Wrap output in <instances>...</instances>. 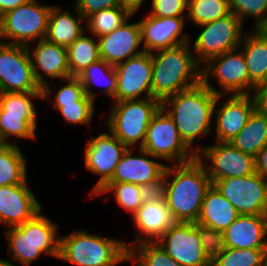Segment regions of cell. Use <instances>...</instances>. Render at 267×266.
<instances>
[{
	"mask_svg": "<svg viewBox=\"0 0 267 266\" xmlns=\"http://www.w3.org/2000/svg\"><path fill=\"white\" fill-rule=\"evenodd\" d=\"M255 170L267 180V145L255 156Z\"/></svg>",
	"mask_w": 267,
	"mask_h": 266,
	"instance_id": "46",
	"label": "cell"
},
{
	"mask_svg": "<svg viewBox=\"0 0 267 266\" xmlns=\"http://www.w3.org/2000/svg\"><path fill=\"white\" fill-rule=\"evenodd\" d=\"M240 214L212 184L205 193L196 223L224 232Z\"/></svg>",
	"mask_w": 267,
	"mask_h": 266,
	"instance_id": "27",
	"label": "cell"
},
{
	"mask_svg": "<svg viewBox=\"0 0 267 266\" xmlns=\"http://www.w3.org/2000/svg\"><path fill=\"white\" fill-rule=\"evenodd\" d=\"M90 35L87 36L83 33L73 44L67 47L71 77H78L87 67L100 59L98 39L94 35Z\"/></svg>",
	"mask_w": 267,
	"mask_h": 266,
	"instance_id": "31",
	"label": "cell"
},
{
	"mask_svg": "<svg viewBox=\"0 0 267 266\" xmlns=\"http://www.w3.org/2000/svg\"><path fill=\"white\" fill-rule=\"evenodd\" d=\"M105 122L108 131L127 148H142L151 119L161 108L155 98L122 100L113 102Z\"/></svg>",
	"mask_w": 267,
	"mask_h": 266,
	"instance_id": "6",
	"label": "cell"
},
{
	"mask_svg": "<svg viewBox=\"0 0 267 266\" xmlns=\"http://www.w3.org/2000/svg\"><path fill=\"white\" fill-rule=\"evenodd\" d=\"M94 111V100L86 94L76 103L63 104L58 109L66 123L86 126L92 121Z\"/></svg>",
	"mask_w": 267,
	"mask_h": 266,
	"instance_id": "41",
	"label": "cell"
},
{
	"mask_svg": "<svg viewBox=\"0 0 267 266\" xmlns=\"http://www.w3.org/2000/svg\"><path fill=\"white\" fill-rule=\"evenodd\" d=\"M26 47L30 55L35 80L41 88L48 83L45 76L52 80H64L71 77L66 47L49 42L47 39L37 41L33 51L30 45Z\"/></svg>",
	"mask_w": 267,
	"mask_h": 266,
	"instance_id": "22",
	"label": "cell"
},
{
	"mask_svg": "<svg viewBox=\"0 0 267 266\" xmlns=\"http://www.w3.org/2000/svg\"><path fill=\"white\" fill-rule=\"evenodd\" d=\"M112 192L116 203L121 209L133 216L143 204L140 196V186L134 183H106L93 197Z\"/></svg>",
	"mask_w": 267,
	"mask_h": 266,
	"instance_id": "38",
	"label": "cell"
},
{
	"mask_svg": "<svg viewBox=\"0 0 267 266\" xmlns=\"http://www.w3.org/2000/svg\"><path fill=\"white\" fill-rule=\"evenodd\" d=\"M42 210L27 180L19 185L0 187V224L7 228L28 222Z\"/></svg>",
	"mask_w": 267,
	"mask_h": 266,
	"instance_id": "19",
	"label": "cell"
},
{
	"mask_svg": "<svg viewBox=\"0 0 267 266\" xmlns=\"http://www.w3.org/2000/svg\"><path fill=\"white\" fill-rule=\"evenodd\" d=\"M125 241L75 230L60 236L59 260L75 266H116L128 261Z\"/></svg>",
	"mask_w": 267,
	"mask_h": 266,
	"instance_id": "5",
	"label": "cell"
},
{
	"mask_svg": "<svg viewBox=\"0 0 267 266\" xmlns=\"http://www.w3.org/2000/svg\"><path fill=\"white\" fill-rule=\"evenodd\" d=\"M136 150V148L126 149L116 166L114 175L107 183L127 182L140 186L159 179L165 173L167 164L158 162L159 158L142 148L138 149L137 153L140 155L136 156L134 155Z\"/></svg>",
	"mask_w": 267,
	"mask_h": 266,
	"instance_id": "21",
	"label": "cell"
},
{
	"mask_svg": "<svg viewBox=\"0 0 267 266\" xmlns=\"http://www.w3.org/2000/svg\"><path fill=\"white\" fill-rule=\"evenodd\" d=\"M142 149L174 165L196 159V153L182 140L175 123L162 108L151 119Z\"/></svg>",
	"mask_w": 267,
	"mask_h": 266,
	"instance_id": "9",
	"label": "cell"
},
{
	"mask_svg": "<svg viewBox=\"0 0 267 266\" xmlns=\"http://www.w3.org/2000/svg\"><path fill=\"white\" fill-rule=\"evenodd\" d=\"M134 266H182L169 256L157 242H141L128 250V261Z\"/></svg>",
	"mask_w": 267,
	"mask_h": 266,
	"instance_id": "35",
	"label": "cell"
},
{
	"mask_svg": "<svg viewBox=\"0 0 267 266\" xmlns=\"http://www.w3.org/2000/svg\"><path fill=\"white\" fill-rule=\"evenodd\" d=\"M182 266H210L198 235V223L176 222L157 241Z\"/></svg>",
	"mask_w": 267,
	"mask_h": 266,
	"instance_id": "15",
	"label": "cell"
},
{
	"mask_svg": "<svg viewBox=\"0 0 267 266\" xmlns=\"http://www.w3.org/2000/svg\"><path fill=\"white\" fill-rule=\"evenodd\" d=\"M264 266H267V252L265 253V263Z\"/></svg>",
	"mask_w": 267,
	"mask_h": 266,
	"instance_id": "52",
	"label": "cell"
},
{
	"mask_svg": "<svg viewBox=\"0 0 267 266\" xmlns=\"http://www.w3.org/2000/svg\"><path fill=\"white\" fill-rule=\"evenodd\" d=\"M76 15L60 6H52L45 39L49 42L68 47L73 44L83 33V23L86 19L74 8Z\"/></svg>",
	"mask_w": 267,
	"mask_h": 266,
	"instance_id": "26",
	"label": "cell"
},
{
	"mask_svg": "<svg viewBox=\"0 0 267 266\" xmlns=\"http://www.w3.org/2000/svg\"><path fill=\"white\" fill-rule=\"evenodd\" d=\"M240 47L215 56L202 64V82L217 95H249V71ZM217 80L221 90L210 83Z\"/></svg>",
	"mask_w": 267,
	"mask_h": 266,
	"instance_id": "8",
	"label": "cell"
},
{
	"mask_svg": "<svg viewBox=\"0 0 267 266\" xmlns=\"http://www.w3.org/2000/svg\"><path fill=\"white\" fill-rule=\"evenodd\" d=\"M127 147L110 131L92 136L85 146V169L100 176L89 195L91 198L112 178Z\"/></svg>",
	"mask_w": 267,
	"mask_h": 266,
	"instance_id": "14",
	"label": "cell"
},
{
	"mask_svg": "<svg viewBox=\"0 0 267 266\" xmlns=\"http://www.w3.org/2000/svg\"><path fill=\"white\" fill-rule=\"evenodd\" d=\"M198 27H202V31L191 43V49L201 66L215 56L238 48L244 35L242 21L232 12Z\"/></svg>",
	"mask_w": 267,
	"mask_h": 266,
	"instance_id": "10",
	"label": "cell"
},
{
	"mask_svg": "<svg viewBox=\"0 0 267 266\" xmlns=\"http://www.w3.org/2000/svg\"><path fill=\"white\" fill-rule=\"evenodd\" d=\"M142 203L166 199V170L157 180L140 185Z\"/></svg>",
	"mask_w": 267,
	"mask_h": 266,
	"instance_id": "44",
	"label": "cell"
},
{
	"mask_svg": "<svg viewBox=\"0 0 267 266\" xmlns=\"http://www.w3.org/2000/svg\"><path fill=\"white\" fill-rule=\"evenodd\" d=\"M257 108L267 115V83L259 85L254 93Z\"/></svg>",
	"mask_w": 267,
	"mask_h": 266,
	"instance_id": "47",
	"label": "cell"
},
{
	"mask_svg": "<svg viewBox=\"0 0 267 266\" xmlns=\"http://www.w3.org/2000/svg\"><path fill=\"white\" fill-rule=\"evenodd\" d=\"M185 19L186 16L154 17L146 14L138 21L144 51L152 53L190 42L188 33H183Z\"/></svg>",
	"mask_w": 267,
	"mask_h": 266,
	"instance_id": "18",
	"label": "cell"
},
{
	"mask_svg": "<svg viewBox=\"0 0 267 266\" xmlns=\"http://www.w3.org/2000/svg\"><path fill=\"white\" fill-rule=\"evenodd\" d=\"M151 58L152 98L160 102L202 80V67L195 58L190 42L152 52Z\"/></svg>",
	"mask_w": 267,
	"mask_h": 266,
	"instance_id": "3",
	"label": "cell"
},
{
	"mask_svg": "<svg viewBox=\"0 0 267 266\" xmlns=\"http://www.w3.org/2000/svg\"><path fill=\"white\" fill-rule=\"evenodd\" d=\"M78 78L80 79L85 94L92 98L94 101L96 93L92 91V88L98 85L104 86L102 89L103 95L110 97L111 101L115 98L117 89V74L115 71V66L106 63L103 59H99L87 67L83 73H81Z\"/></svg>",
	"mask_w": 267,
	"mask_h": 266,
	"instance_id": "29",
	"label": "cell"
},
{
	"mask_svg": "<svg viewBox=\"0 0 267 266\" xmlns=\"http://www.w3.org/2000/svg\"><path fill=\"white\" fill-rule=\"evenodd\" d=\"M42 92L26 46L0 42V93Z\"/></svg>",
	"mask_w": 267,
	"mask_h": 266,
	"instance_id": "13",
	"label": "cell"
},
{
	"mask_svg": "<svg viewBox=\"0 0 267 266\" xmlns=\"http://www.w3.org/2000/svg\"><path fill=\"white\" fill-rule=\"evenodd\" d=\"M226 98V95H217L214 106L216 122L213 130L216 142H230L244 128L257 108L254 95H230Z\"/></svg>",
	"mask_w": 267,
	"mask_h": 266,
	"instance_id": "17",
	"label": "cell"
},
{
	"mask_svg": "<svg viewBox=\"0 0 267 266\" xmlns=\"http://www.w3.org/2000/svg\"><path fill=\"white\" fill-rule=\"evenodd\" d=\"M131 18L114 31L97 38L100 58L112 66L144 52V48L139 47L142 43L139 22L130 23Z\"/></svg>",
	"mask_w": 267,
	"mask_h": 266,
	"instance_id": "20",
	"label": "cell"
},
{
	"mask_svg": "<svg viewBox=\"0 0 267 266\" xmlns=\"http://www.w3.org/2000/svg\"><path fill=\"white\" fill-rule=\"evenodd\" d=\"M212 185L205 167L195 159L166 167V199L177 222H197L205 193Z\"/></svg>",
	"mask_w": 267,
	"mask_h": 266,
	"instance_id": "2",
	"label": "cell"
},
{
	"mask_svg": "<svg viewBox=\"0 0 267 266\" xmlns=\"http://www.w3.org/2000/svg\"><path fill=\"white\" fill-rule=\"evenodd\" d=\"M2 18H3V14L0 12V30H1V26H2Z\"/></svg>",
	"mask_w": 267,
	"mask_h": 266,
	"instance_id": "51",
	"label": "cell"
},
{
	"mask_svg": "<svg viewBox=\"0 0 267 266\" xmlns=\"http://www.w3.org/2000/svg\"><path fill=\"white\" fill-rule=\"evenodd\" d=\"M187 6L188 0H152L149 14L154 17L187 16Z\"/></svg>",
	"mask_w": 267,
	"mask_h": 266,
	"instance_id": "43",
	"label": "cell"
},
{
	"mask_svg": "<svg viewBox=\"0 0 267 266\" xmlns=\"http://www.w3.org/2000/svg\"><path fill=\"white\" fill-rule=\"evenodd\" d=\"M34 99L42 100V92H4L0 93V107L6 114L23 115L35 130L37 129V117Z\"/></svg>",
	"mask_w": 267,
	"mask_h": 266,
	"instance_id": "32",
	"label": "cell"
},
{
	"mask_svg": "<svg viewBox=\"0 0 267 266\" xmlns=\"http://www.w3.org/2000/svg\"><path fill=\"white\" fill-rule=\"evenodd\" d=\"M64 81L65 85L60 86L56 93L52 92L49 83L42 88L43 100H52L56 110L63 107V104L76 103L85 95L84 87L78 77H69ZM52 95H54L53 99L50 97Z\"/></svg>",
	"mask_w": 267,
	"mask_h": 266,
	"instance_id": "39",
	"label": "cell"
},
{
	"mask_svg": "<svg viewBox=\"0 0 267 266\" xmlns=\"http://www.w3.org/2000/svg\"><path fill=\"white\" fill-rule=\"evenodd\" d=\"M266 249H232L211 260L210 266H264Z\"/></svg>",
	"mask_w": 267,
	"mask_h": 266,
	"instance_id": "37",
	"label": "cell"
},
{
	"mask_svg": "<svg viewBox=\"0 0 267 266\" xmlns=\"http://www.w3.org/2000/svg\"><path fill=\"white\" fill-rule=\"evenodd\" d=\"M216 100L217 94L201 81L161 102V108L175 123L182 140L196 154L203 146L194 144L195 140L213 130Z\"/></svg>",
	"mask_w": 267,
	"mask_h": 266,
	"instance_id": "1",
	"label": "cell"
},
{
	"mask_svg": "<svg viewBox=\"0 0 267 266\" xmlns=\"http://www.w3.org/2000/svg\"><path fill=\"white\" fill-rule=\"evenodd\" d=\"M11 259H8L6 258L5 260L4 259H0V266H17L13 263H11L10 261Z\"/></svg>",
	"mask_w": 267,
	"mask_h": 266,
	"instance_id": "50",
	"label": "cell"
},
{
	"mask_svg": "<svg viewBox=\"0 0 267 266\" xmlns=\"http://www.w3.org/2000/svg\"><path fill=\"white\" fill-rule=\"evenodd\" d=\"M229 9L244 24L246 18L253 17L252 29H264L267 26V0H228Z\"/></svg>",
	"mask_w": 267,
	"mask_h": 266,
	"instance_id": "40",
	"label": "cell"
},
{
	"mask_svg": "<svg viewBox=\"0 0 267 266\" xmlns=\"http://www.w3.org/2000/svg\"><path fill=\"white\" fill-rule=\"evenodd\" d=\"M230 13L228 0H188L186 18L199 26L223 18Z\"/></svg>",
	"mask_w": 267,
	"mask_h": 266,
	"instance_id": "34",
	"label": "cell"
},
{
	"mask_svg": "<svg viewBox=\"0 0 267 266\" xmlns=\"http://www.w3.org/2000/svg\"><path fill=\"white\" fill-rule=\"evenodd\" d=\"M225 248L266 249L267 215H240L224 231Z\"/></svg>",
	"mask_w": 267,
	"mask_h": 266,
	"instance_id": "24",
	"label": "cell"
},
{
	"mask_svg": "<svg viewBox=\"0 0 267 266\" xmlns=\"http://www.w3.org/2000/svg\"><path fill=\"white\" fill-rule=\"evenodd\" d=\"M36 134V130L23 119V115L6 114L0 107V143L18 144L15 140H9L11 137L36 140Z\"/></svg>",
	"mask_w": 267,
	"mask_h": 266,
	"instance_id": "36",
	"label": "cell"
},
{
	"mask_svg": "<svg viewBox=\"0 0 267 266\" xmlns=\"http://www.w3.org/2000/svg\"><path fill=\"white\" fill-rule=\"evenodd\" d=\"M131 219L138 231L131 243L124 242L127 250L141 242H156L177 222L165 200L143 203Z\"/></svg>",
	"mask_w": 267,
	"mask_h": 266,
	"instance_id": "23",
	"label": "cell"
},
{
	"mask_svg": "<svg viewBox=\"0 0 267 266\" xmlns=\"http://www.w3.org/2000/svg\"><path fill=\"white\" fill-rule=\"evenodd\" d=\"M240 215H267V180L257 172L212 182Z\"/></svg>",
	"mask_w": 267,
	"mask_h": 266,
	"instance_id": "11",
	"label": "cell"
},
{
	"mask_svg": "<svg viewBox=\"0 0 267 266\" xmlns=\"http://www.w3.org/2000/svg\"><path fill=\"white\" fill-rule=\"evenodd\" d=\"M239 47L249 71V95H254L259 85L267 83V32L252 29L250 34L244 33Z\"/></svg>",
	"mask_w": 267,
	"mask_h": 266,
	"instance_id": "25",
	"label": "cell"
},
{
	"mask_svg": "<svg viewBox=\"0 0 267 266\" xmlns=\"http://www.w3.org/2000/svg\"><path fill=\"white\" fill-rule=\"evenodd\" d=\"M41 212L28 222L7 228L5 232L7 253L23 266H30L43 253L59 258L58 223Z\"/></svg>",
	"mask_w": 267,
	"mask_h": 266,
	"instance_id": "4",
	"label": "cell"
},
{
	"mask_svg": "<svg viewBox=\"0 0 267 266\" xmlns=\"http://www.w3.org/2000/svg\"><path fill=\"white\" fill-rule=\"evenodd\" d=\"M117 6H123L121 0H76L74 5L85 19L97 11Z\"/></svg>",
	"mask_w": 267,
	"mask_h": 266,
	"instance_id": "45",
	"label": "cell"
},
{
	"mask_svg": "<svg viewBox=\"0 0 267 266\" xmlns=\"http://www.w3.org/2000/svg\"><path fill=\"white\" fill-rule=\"evenodd\" d=\"M117 89L110 102L152 98V58L146 51L115 66ZM144 95V96H143Z\"/></svg>",
	"mask_w": 267,
	"mask_h": 266,
	"instance_id": "16",
	"label": "cell"
},
{
	"mask_svg": "<svg viewBox=\"0 0 267 266\" xmlns=\"http://www.w3.org/2000/svg\"><path fill=\"white\" fill-rule=\"evenodd\" d=\"M18 144L0 143V187L27 180V160Z\"/></svg>",
	"mask_w": 267,
	"mask_h": 266,
	"instance_id": "30",
	"label": "cell"
},
{
	"mask_svg": "<svg viewBox=\"0 0 267 266\" xmlns=\"http://www.w3.org/2000/svg\"><path fill=\"white\" fill-rule=\"evenodd\" d=\"M122 5L132 14L136 12L143 6L146 0H121Z\"/></svg>",
	"mask_w": 267,
	"mask_h": 266,
	"instance_id": "49",
	"label": "cell"
},
{
	"mask_svg": "<svg viewBox=\"0 0 267 266\" xmlns=\"http://www.w3.org/2000/svg\"><path fill=\"white\" fill-rule=\"evenodd\" d=\"M29 0H0V12H6L17 8L18 6L27 3Z\"/></svg>",
	"mask_w": 267,
	"mask_h": 266,
	"instance_id": "48",
	"label": "cell"
},
{
	"mask_svg": "<svg viewBox=\"0 0 267 266\" xmlns=\"http://www.w3.org/2000/svg\"><path fill=\"white\" fill-rule=\"evenodd\" d=\"M196 154L205 167L211 182L228 177H243L256 173L255 157L235 148L229 142H214L213 145H202ZM209 160L207 164L205 160Z\"/></svg>",
	"mask_w": 267,
	"mask_h": 266,
	"instance_id": "12",
	"label": "cell"
},
{
	"mask_svg": "<svg viewBox=\"0 0 267 266\" xmlns=\"http://www.w3.org/2000/svg\"><path fill=\"white\" fill-rule=\"evenodd\" d=\"M132 15L124 6L97 11L86 18L89 33L96 38L110 33L125 23Z\"/></svg>",
	"mask_w": 267,
	"mask_h": 266,
	"instance_id": "33",
	"label": "cell"
},
{
	"mask_svg": "<svg viewBox=\"0 0 267 266\" xmlns=\"http://www.w3.org/2000/svg\"><path fill=\"white\" fill-rule=\"evenodd\" d=\"M198 235L202 249L210 260L224 251V232L198 224Z\"/></svg>",
	"mask_w": 267,
	"mask_h": 266,
	"instance_id": "42",
	"label": "cell"
},
{
	"mask_svg": "<svg viewBox=\"0 0 267 266\" xmlns=\"http://www.w3.org/2000/svg\"><path fill=\"white\" fill-rule=\"evenodd\" d=\"M229 143L255 157L267 145V115L256 108L244 128Z\"/></svg>",
	"mask_w": 267,
	"mask_h": 266,
	"instance_id": "28",
	"label": "cell"
},
{
	"mask_svg": "<svg viewBox=\"0 0 267 266\" xmlns=\"http://www.w3.org/2000/svg\"><path fill=\"white\" fill-rule=\"evenodd\" d=\"M52 6L29 0L3 14L0 42L27 46L45 39Z\"/></svg>",
	"mask_w": 267,
	"mask_h": 266,
	"instance_id": "7",
	"label": "cell"
}]
</instances>
